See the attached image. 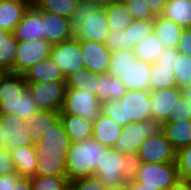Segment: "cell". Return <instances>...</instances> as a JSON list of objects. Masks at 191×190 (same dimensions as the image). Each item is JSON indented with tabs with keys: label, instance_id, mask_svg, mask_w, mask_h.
Masks as SVG:
<instances>
[{
	"label": "cell",
	"instance_id": "obj_1",
	"mask_svg": "<svg viewBox=\"0 0 191 190\" xmlns=\"http://www.w3.org/2000/svg\"><path fill=\"white\" fill-rule=\"evenodd\" d=\"M150 108V90H130L121 99L101 103V113L122 127L150 119Z\"/></svg>",
	"mask_w": 191,
	"mask_h": 190
},
{
	"label": "cell",
	"instance_id": "obj_2",
	"mask_svg": "<svg viewBox=\"0 0 191 190\" xmlns=\"http://www.w3.org/2000/svg\"><path fill=\"white\" fill-rule=\"evenodd\" d=\"M70 21L79 40L104 44L110 32L104 8L91 0H79Z\"/></svg>",
	"mask_w": 191,
	"mask_h": 190
},
{
	"label": "cell",
	"instance_id": "obj_3",
	"mask_svg": "<svg viewBox=\"0 0 191 190\" xmlns=\"http://www.w3.org/2000/svg\"><path fill=\"white\" fill-rule=\"evenodd\" d=\"M108 148L93 138L71 143L67 151L66 176L68 181L93 177L97 164H100L102 153H105Z\"/></svg>",
	"mask_w": 191,
	"mask_h": 190
},
{
	"label": "cell",
	"instance_id": "obj_4",
	"mask_svg": "<svg viewBox=\"0 0 191 190\" xmlns=\"http://www.w3.org/2000/svg\"><path fill=\"white\" fill-rule=\"evenodd\" d=\"M162 130L163 123L152 118L143 122H131L122 128L114 148L125 154H136L146 138L158 135Z\"/></svg>",
	"mask_w": 191,
	"mask_h": 190
},
{
	"label": "cell",
	"instance_id": "obj_5",
	"mask_svg": "<svg viewBox=\"0 0 191 190\" xmlns=\"http://www.w3.org/2000/svg\"><path fill=\"white\" fill-rule=\"evenodd\" d=\"M101 103L95 94L85 90L67 88L60 114L84 117L94 125L101 114Z\"/></svg>",
	"mask_w": 191,
	"mask_h": 190
},
{
	"label": "cell",
	"instance_id": "obj_6",
	"mask_svg": "<svg viewBox=\"0 0 191 190\" xmlns=\"http://www.w3.org/2000/svg\"><path fill=\"white\" fill-rule=\"evenodd\" d=\"M30 128L24 119L12 114H0V150L12 151L33 145Z\"/></svg>",
	"mask_w": 191,
	"mask_h": 190
},
{
	"label": "cell",
	"instance_id": "obj_7",
	"mask_svg": "<svg viewBox=\"0 0 191 190\" xmlns=\"http://www.w3.org/2000/svg\"><path fill=\"white\" fill-rule=\"evenodd\" d=\"M66 89V81L27 82V90L43 111L60 112Z\"/></svg>",
	"mask_w": 191,
	"mask_h": 190
},
{
	"label": "cell",
	"instance_id": "obj_8",
	"mask_svg": "<svg viewBox=\"0 0 191 190\" xmlns=\"http://www.w3.org/2000/svg\"><path fill=\"white\" fill-rule=\"evenodd\" d=\"M125 163V153L114 147H109L102 153L100 164L94 171V176L105 186L106 189L118 188L126 185L122 176Z\"/></svg>",
	"mask_w": 191,
	"mask_h": 190
},
{
	"label": "cell",
	"instance_id": "obj_9",
	"mask_svg": "<svg viewBox=\"0 0 191 190\" xmlns=\"http://www.w3.org/2000/svg\"><path fill=\"white\" fill-rule=\"evenodd\" d=\"M179 179L175 162L141 163L137 180L139 183L167 190Z\"/></svg>",
	"mask_w": 191,
	"mask_h": 190
},
{
	"label": "cell",
	"instance_id": "obj_10",
	"mask_svg": "<svg viewBox=\"0 0 191 190\" xmlns=\"http://www.w3.org/2000/svg\"><path fill=\"white\" fill-rule=\"evenodd\" d=\"M53 45L44 39L20 42L12 73L23 75L32 65L50 57Z\"/></svg>",
	"mask_w": 191,
	"mask_h": 190
},
{
	"label": "cell",
	"instance_id": "obj_11",
	"mask_svg": "<svg viewBox=\"0 0 191 190\" xmlns=\"http://www.w3.org/2000/svg\"><path fill=\"white\" fill-rule=\"evenodd\" d=\"M50 57L60 68L65 78L85 68L81 55L80 40L75 37L53 45Z\"/></svg>",
	"mask_w": 191,
	"mask_h": 190
},
{
	"label": "cell",
	"instance_id": "obj_12",
	"mask_svg": "<svg viewBox=\"0 0 191 190\" xmlns=\"http://www.w3.org/2000/svg\"><path fill=\"white\" fill-rule=\"evenodd\" d=\"M27 90L21 74L4 72L0 75V114L17 113L18 98Z\"/></svg>",
	"mask_w": 191,
	"mask_h": 190
},
{
	"label": "cell",
	"instance_id": "obj_13",
	"mask_svg": "<svg viewBox=\"0 0 191 190\" xmlns=\"http://www.w3.org/2000/svg\"><path fill=\"white\" fill-rule=\"evenodd\" d=\"M136 154L142 163H167L176 161V150L163 132L146 138Z\"/></svg>",
	"mask_w": 191,
	"mask_h": 190
},
{
	"label": "cell",
	"instance_id": "obj_14",
	"mask_svg": "<svg viewBox=\"0 0 191 190\" xmlns=\"http://www.w3.org/2000/svg\"><path fill=\"white\" fill-rule=\"evenodd\" d=\"M151 118L156 121L169 122L174 116L176 101L181 97L180 88L150 90Z\"/></svg>",
	"mask_w": 191,
	"mask_h": 190
},
{
	"label": "cell",
	"instance_id": "obj_15",
	"mask_svg": "<svg viewBox=\"0 0 191 190\" xmlns=\"http://www.w3.org/2000/svg\"><path fill=\"white\" fill-rule=\"evenodd\" d=\"M81 55L85 68L91 73H108L112 52L105 44L80 40Z\"/></svg>",
	"mask_w": 191,
	"mask_h": 190
},
{
	"label": "cell",
	"instance_id": "obj_16",
	"mask_svg": "<svg viewBox=\"0 0 191 190\" xmlns=\"http://www.w3.org/2000/svg\"><path fill=\"white\" fill-rule=\"evenodd\" d=\"M12 33L20 42L37 39L46 40V33H44L43 11L38 10L32 4L25 12L21 21L15 26Z\"/></svg>",
	"mask_w": 191,
	"mask_h": 190
},
{
	"label": "cell",
	"instance_id": "obj_17",
	"mask_svg": "<svg viewBox=\"0 0 191 190\" xmlns=\"http://www.w3.org/2000/svg\"><path fill=\"white\" fill-rule=\"evenodd\" d=\"M36 175L67 177V153L62 150H39L36 147Z\"/></svg>",
	"mask_w": 191,
	"mask_h": 190
},
{
	"label": "cell",
	"instance_id": "obj_18",
	"mask_svg": "<svg viewBox=\"0 0 191 190\" xmlns=\"http://www.w3.org/2000/svg\"><path fill=\"white\" fill-rule=\"evenodd\" d=\"M44 33L52 45L59 44L75 37L69 18L43 11Z\"/></svg>",
	"mask_w": 191,
	"mask_h": 190
},
{
	"label": "cell",
	"instance_id": "obj_19",
	"mask_svg": "<svg viewBox=\"0 0 191 190\" xmlns=\"http://www.w3.org/2000/svg\"><path fill=\"white\" fill-rule=\"evenodd\" d=\"M31 5L29 0H1L0 29L13 32Z\"/></svg>",
	"mask_w": 191,
	"mask_h": 190
},
{
	"label": "cell",
	"instance_id": "obj_20",
	"mask_svg": "<svg viewBox=\"0 0 191 190\" xmlns=\"http://www.w3.org/2000/svg\"><path fill=\"white\" fill-rule=\"evenodd\" d=\"M151 63L136 60L134 64L125 72L121 82L125 85L127 91L130 90H150V69Z\"/></svg>",
	"mask_w": 191,
	"mask_h": 190
},
{
	"label": "cell",
	"instance_id": "obj_21",
	"mask_svg": "<svg viewBox=\"0 0 191 190\" xmlns=\"http://www.w3.org/2000/svg\"><path fill=\"white\" fill-rule=\"evenodd\" d=\"M23 76L26 82L66 81L51 57L32 65Z\"/></svg>",
	"mask_w": 191,
	"mask_h": 190
},
{
	"label": "cell",
	"instance_id": "obj_22",
	"mask_svg": "<svg viewBox=\"0 0 191 190\" xmlns=\"http://www.w3.org/2000/svg\"><path fill=\"white\" fill-rule=\"evenodd\" d=\"M71 145L70 137L64 124L59 119L51 128L42 134L41 143L36 147L39 150H62L67 153Z\"/></svg>",
	"mask_w": 191,
	"mask_h": 190
},
{
	"label": "cell",
	"instance_id": "obj_23",
	"mask_svg": "<svg viewBox=\"0 0 191 190\" xmlns=\"http://www.w3.org/2000/svg\"><path fill=\"white\" fill-rule=\"evenodd\" d=\"M10 155L13 159L15 170L21 177L32 178L36 175V146L18 147L10 151Z\"/></svg>",
	"mask_w": 191,
	"mask_h": 190
},
{
	"label": "cell",
	"instance_id": "obj_24",
	"mask_svg": "<svg viewBox=\"0 0 191 190\" xmlns=\"http://www.w3.org/2000/svg\"><path fill=\"white\" fill-rule=\"evenodd\" d=\"M122 128L116 121L101 113L93 125L92 138L104 146L115 147Z\"/></svg>",
	"mask_w": 191,
	"mask_h": 190
},
{
	"label": "cell",
	"instance_id": "obj_25",
	"mask_svg": "<svg viewBox=\"0 0 191 190\" xmlns=\"http://www.w3.org/2000/svg\"><path fill=\"white\" fill-rule=\"evenodd\" d=\"M60 119L59 111H43L40 110L25 122L30 128V138L34 146L41 143L42 134L45 133L51 126H53Z\"/></svg>",
	"mask_w": 191,
	"mask_h": 190
},
{
	"label": "cell",
	"instance_id": "obj_26",
	"mask_svg": "<svg viewBox=\"0 0 191 190\" xmlns=\"http://www.w3.org/2000/svg\"><path fill=\"white\" fill-rule=\"evenodd\" d=\"M183 28L163 16L154 18V34L164 48H176Z\"/></svg>",
	"mask_w": 191,
	"mask_h": 190
},
{
	"label": "cell",
	"instance_id": "obj_27",
	"mask_svg": "<svg viewBox=\"0 0 191 190\" xmlns=\"http://www.w3.org/2000/svg\"><path fill=\"white\" fill-rule=\"evenodd\" d=\"M191 120L164 122L162 132L177 151L191 144Z\"/></svg>",
	"mask_w": 191,
	"mask_h": 190
},
{
	"label": "cell",
	"instance_id": "obj_28",
	"mask_svg": "<svg viewBox=\"0 0 191 190\" xmlns=\"http://www.w3.org/2000/svg\"><path fill=\"white\" fill-rule=\"evenodd\" d=\"M65 130L70 137L71 143H77L92 138L93 125L84 117L60 114Z\"/></svg>",
	"mask_w": 191,
	"mask_h": 190
},
{
	"label": "cell",
	"instance_id": "obj_29",
	"mask_svg": "<svg viewBox=\"0 0 191 190\" xmlns=\"http://www.w3.org/2000/svg\"><path fill=\"white\" fill-rule=\"evenodd\" d=\"M161 16L183 29L191 28V0H167Z\"/></svg>",
	"mask_w": 191,
	"mask_h": 190
},
{
	"label": "cell",
	"instance_id": "obj_30",
	"mask_svg": "<svg viewBox=\"0 0 191 190\" xmlns=\"http://www.w3.org/2000/svg\"><path fill=\"white\" fill-rule=\"evenodd\" d=\"M127 92L125 85L115 76L109 73L99 74L98 90L96 96L101 102L118 100Z\"/></svg>",
	"mask_w": 191,
	"mask_h": 190
},
{
	"label": "cell",
	"instance_id": "obj_31",
	"mask_svg": "<svg viewBox=\"0 0 191 190\" xmlns=\"http://www.w3.org/2000/svg\"><path fill=\"white\" fill-rule=\"evenodd\" d=\"M151 65L149 78L150 90L177 86L173 64L153 62Z\"/></svg>",
	"mask_w": 191,
	"mask_h": 190
},
{
	"label": "cell",
	"instance_id": "obj_32",
	"mask_svg": "<svg viewBox=\"0 0 191 190\" xmlns=\"http://www.w3.org/2000/svg\"><path fill=\"white\" fill-rule=\"evenodd\" d=\"M110 29L125 30L134 20L124 2L103 7Z\"/></svg>",
	"mask_w": 191,
	"mask_h": 190
},
{
	"label": "cell",
	"instance_id": "obj_33",
	"mask_svg": "<svg viewBox=\"0 0 191 190\" xmlns=\"http://www.w3.org/2000/svg\"><path fill=\"white\" fill-rule=\"evenodd\" d=\"M126 32L127 46L134 49L136 45L154 32V19H138L124 30Z\"/></svg>",
	"mask_w": 191,
	"mask_h": 190
},
{
	"label": "cell",
	"instance_id": "obj_34",
	"mask_svg": "<svg viewBox=\"0 0 191 190\" xmlns=\"http://www.w3.org/2000/svg\"><path fill=\"white\" fill-rule=\"evenodd\" d=\"M99 74L91 73L87 68L78 70L66 78V86L70 89L85 90L96 95Z\"/></svg>",
	"mask_w": 191,
	"mask_h": 190
},
{
	"label": "cell",
	"instance_id": "obj_35",
	"mask_svg": "<svg viewBox=\"0 0 191 190\" xmlns=\"http://www.w3.org/2000/svg\"><path fill=\"white\" fill-rule=\"evenodd\" d=\"M19 41L12 32L0 38V71L11 72L14 68Z\"/></svg>",
	"mask_w": 191,
	"mask_h": 190
},
{
	"label": "cell",
	"instance_id": "obj_36",
	"mask_svg": "<svg viewBox=\"0 0 191 190\" xmlns=\"http://www.w3.org/2000/svg\"><path fill=\"white\" fill-rule=\"evenodd\" d=\"M79 0H36L33 5L40 11L71 18Z\"/></svg>",
	"mask_w": 191,
	"mask_h": 190
},
{
	"label": "cell",
	"instance_id": "obj_37",
	"mask_svg": "<svg viewBox=\"0 0 191 190\" xmlns=\"http://www.w3.org/2000/svg\"><path fill=\"white\" fill-rule=\"evenodd\" d=\"M163 49V44L153 33L136 45L133 50L137 60L153 63L156 62Z\"/></svg>",
	"mask_w": 191,
	"mask_h": 190
},
{
	"label": "cell",
	"instance_id": "obj_38",
	"mask_svg": "<svg viewBox=\"0 0 191 190\" xmlns=\"http://www.w3.org/2000/svg\"><path fill=\"white\" fill-rule=\"evenodd\" d=\"M136 55L134 50H119L112 52L111 64L109 68V75L115 76L121 79L131 64L136 61Z\"/></svg>",
	"mask_w": 191,
	"mask_h": 190
},
{
	"label": "cell",
	"instance_id": "obj_39",
	"mask_svg": "<svg viewBox=\"0 0 191 190\" xmlns=\"http://www.w3.org/2000/svg\"><path fill=\"white\" fill-rule=\"evenodd\" d=\"M173 71L178 88L191 85V57L179 53L177 59L174 60Z\"/></svg>",
	"mask_w": 191,
	"mask_h": 190
},
{
	"label": "cell",
	"instance_id": "obj_40",
	"mask_svg": "<svg viewBox=\"0 0 191 190\" xmlns=\"http://www.w3.org/2000/svg\"><path fill=\"white\" fill-rule=\"evenodd\" d=\"M30 179L32 190H66L69 184L67 177L35 175Z\"/></svg>",
	"mask_w": 191,
	"mask_h": 190
},
{
	"label": "cell",
	"instance_id": "obj_41",
	"mask_svg": "<svg viewBox=\"0 0 191 190\" xmlns=\"http://www.w3.org/2000/svg\"><path fill=\"white\" fill-rule=\"evenodd\" d=\"M175 163L179 178L191 180V144L176 151Z\"/></svg>",
	"mask_w": 191,
	"mask_h": 190
},
{
	"label": "cell",
	"instance_id": "obj_42",
	"mask_svg": "<svg viewBox=\"0 0 191 190\" xmlns=\"http://www.w3.org/2000/svg\"><path fill=\"white\" fill-rule=\"evenodd\" d=\"M40 111L37 103L31 96L28 90H26L18 98L17 113L15 115L21 119H29L32 115Z\"/></svg>",
	"mask_w": 191,
	"mask_h": 190
},
{
	"label": "cell",
	"instance_id": "obj_43",
	"mask_svg": "<svg viewBox=\"0 0 191 190\" xmlns=\"http://www.w3.org/2000/svg\"><path fill=\"white\" fill-rule=\"evenodd\" d=\"M124 3L134 20L154 19L156 17L144 0H126Z\"/></svg>",
	"mask_w": 191,
	"mask_h": 190
},
{
	"label": "cell",
	"instance_id": "obj_44",
	"mask_svg": "<svg viewBox=\"0 0 191 190\" xmlns=\"http://www.w3.org/2000/svg\"><path fill=\"white\" fill-rule=\"evenodd\" d=\"M141 163L142 162L137 154H125V163L122 169V176L126 184L136 179Z\"/></svg>",
	"mask_w": 191,
	"mask_h": 190
},
{
	"label": "cell",
	"instance_id": "obj_45",
	"mask_svg": "<svg viewBox=\"0 0 191 190\" xmlns=\"http://www.w3.org/2000/svg\"><path fill=\"white\" fill-rule=\"evenodd\" d=\"M104 44L111 52L130 50L127 46L126 32H124V30L110 29Z\"/></svg>",
	"mask_w": 191,
	"mask_h": 190
},
{
	"label": "cell",
	"instance_id": "obj_46",
	"mask_svg": "<svg viewBox=\"0 0 191 190\" xmlns=\"http://www.w3.org/2000/svg\"><path fill=\"white\" fill-rule=\"evenodd\" d=\"M69 190H106L105 186L95 177L72 180L68 184Z\"/></svg>",
	"mask_w": 191,
	"mask_h": 190
},
{
	"label": "cell",
	"instance_id": "obj_47",
	"mask_svg": "<svg viewBox=\"0 0 191 190\" xmlns=\"http://www.w3.org/2000/svg\"><path fill=\"white\" fill-rule=\"evenodd\" d=\"M175 113L176 116H174L169 122H177L178 120H191V103L185 98L180 97L176 101Z\"/></svg>",
	"mask_w": 191,
	"mask_h": 190
},
{
	"label": "cell",
	"instance_id": "obj_48",
	"mask_svg": "<svg viewBox=\"0 0 191 190\" xmlns=\"http://www.w3.org/2000/svg\"><path fill=\"white\" fill-rule=\"evenodd\" d=\"M176 49L180 54L191 57V28L182 30Z\"/></svg>",
	"mask_w": 191,
	"mask_h": 190
},
{
	"label": "cell",
	"instance_id": "obj_49",
	"mask_svg": "<svg viewBox=\"0 0 191 190\" xmlns=\"http://www.w3.org/2000/svg\"><path fill=\"white\" fill-rule=\"evenodd\" d=\"M13 159L9 151L0 150V175L15 173Z\"/></svg>",
	"mask_w": 191,
	"mask_h": 190
},
{
	"label": "cell",
	"instance_id": "obj_50",
	"mask_svg": "<svg viewBox=\"0 0 191 190\" xmlns=\"http://www.w3.org/2000/svg\"><path fill=\"white\" fill-rule=\"evenodd\" d=\"M21 178L17 172L0 175V190H12L13 185H16Z\"/></svg>",
	"mask_w": 191,
	"mask_h": 190
},
{
	"label": "cell",
	"instance_id": "obj_51",
	"mask_svg": "<svg viewBox=\"0 0 191 190\" xmlns=\"http://www.w3.org/2000/svg\"><path fill=\"white\" fill-rule=\"evenodd\" d=\"M179 52L176 48H164L156 62L174 64V60L177 59Z\"/></svg>",
	"mask_w": 191,
	"mask_h": 190
},
{
	"label": "cell",
	"instance_id": "obj_52",
	"mask_svg": "<svg viewBox=\"0 0 191 190\" xmlns=\"http://www.w3.org/2000/svg\"><path fill=\"white\" fill-rule=\"evenodd\" d=\"M149 5L152 13L155 16L162 15L166 6L167 0H144Z\"/></svg>",
	"mask_w": 191,
	"mask_h": 190
},
{
	"label": "cell",
	"instance_id": "obj_53",
	"mask_svg": "<svg viewBox=\"0 0 191 190\" xmlns=\"http://www.w3.org/2000/svg\"><path fill=\"white\" fill-rule=\"evenodd\" d=\"M167 190H191V180L179 178Z\"/></svg>",
	"mask_w": 191,
	"mask_h": 190
},
{
	"label": "cell",
	"instance_id": "obj_54",
	"mask_svg": "<svg viewBox=\"0 0 191 190\" xmlns=\"http://www.w3.org/2000/svg\"><path fill=\"white\" fill-rule=\"evenodd\" d=\"M129 190H160L154 186L139 183L137 180L131 181L126 184Z\"/></svg>",
	"mask_w": 191,
	"mask_h": 190
},
{
	"label": "cell",
	"instance_id": "obj_55",
	"mask_svg": "<svg viewBox=\"0 0 191 190\" xmlns=\"http://www.w3.org/2000/svg\"><path fill=\"white\" fill-rule=\"evenodd\" d=\"M12 190H32L31 179L22 177L16 185H13Z\"/></svg>",
	"mask_w": 191,
	"mask_h": 190
},
{
	"label": "cell",
	"instance_id": "obj_56",
	"mask_svg": "<svg viewBox=\"0 0 191 190\" xmlns=\"http://www.w3.org/2000/svg\"><path fill=\"white\" fill-rule=\"evenodd\" d=\"M180 94L181 97L185 98L191 103V85L184 88H180Z\"/></svg>",
	"mask_w": 191,
	"mask_h": 190
},
{
	"label": "cell",
	"instance_id": "obj_57",
	"mask_svg": "<svg viewBox=\"0 0 191 190\" xmlns=\"http://www.w3.org/2000/svg\"><path fill=\"white\" fill-rule=\"evenodd\" d=\"M94 4L100 5L102 7L109 5V4H115L120 3L121 0H91Z\"/></svg>",
	"mask_w": 191,
	"mask_h": 190
},
{
	"label": "cell",
	"instance_id": "obj_58",
	"mask_svg": "<svg viewBox=\"0 0 191 190\" xmlns=\"http://www.w3.org/2000/svg\"><path fill=\"white\" fill-rule=\"evenodd\" d=\"M106 190H129L127 185L118 187V188H111V189H106Z\"/></svg>",
	"mask_w": 191,
	"mask_h": 190
},
{
	"label": "cell",
	"instance_id": "obj_59",
	"mask_svg": "<svg viewBox=\"0 0 191 190\" xmlns=\"http://www.w3.org/2000/svg\"><path fill=\"white\" fill-rule=\"evenodd\" d=\"M9 32L3 29H0V38L5 37Z\"/></svg>",
	"mask_w": 191,
	"mask_h": 190
},
{
	"label": "cell",
	"instance_id": "obj_60",
	"mask_svg": "<svg viewBox=\"0 0 191 190\" xmlns=\"http://www.w3.org/2000/svg\"><path fill=\"white\" fill-rule=\"evenodd\" d=\"M32 4L36 1V0H29Z\"/></svg>",
	"mask_w": 191,
	"mask_h": 190
}]
</instances>
